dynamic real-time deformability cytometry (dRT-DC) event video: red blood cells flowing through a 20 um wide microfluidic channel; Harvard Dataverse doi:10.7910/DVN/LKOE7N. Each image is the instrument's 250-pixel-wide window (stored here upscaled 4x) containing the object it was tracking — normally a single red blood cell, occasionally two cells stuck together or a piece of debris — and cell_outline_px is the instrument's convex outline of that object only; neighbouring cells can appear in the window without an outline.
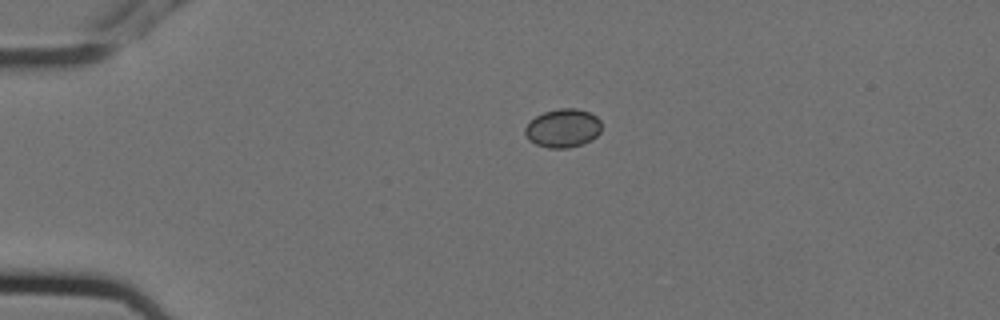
{"species": "Egyptian fruit bat (a non-hibernating species)", "species_latin": "Rousettus aegyptiacus", "temperature_condition": "cold", "stored_images_in_passage": 2, "camera_frame_rate_fps": 3000, "um_per_image_px": 0.085, "animal": {"sex": "female"}, "frame": {"image": 1, "passage_image": 1, "time_ms": 0.0, "image_size_px": [1000, 320], "cell_outline_px": [[600, 132], [592, 140], [568, 148], [548, 148], [536, 144], [528, 140], [524, 132], [524, 128], [536, 116], [544, 112], [560, 108], [576, 108], [588, 112], [596, 116], [600, 120]], "centroid_in_image_um": [47.84, 10.9], "position_along_channel_um": 37.2, "area_um2": 17.11}}